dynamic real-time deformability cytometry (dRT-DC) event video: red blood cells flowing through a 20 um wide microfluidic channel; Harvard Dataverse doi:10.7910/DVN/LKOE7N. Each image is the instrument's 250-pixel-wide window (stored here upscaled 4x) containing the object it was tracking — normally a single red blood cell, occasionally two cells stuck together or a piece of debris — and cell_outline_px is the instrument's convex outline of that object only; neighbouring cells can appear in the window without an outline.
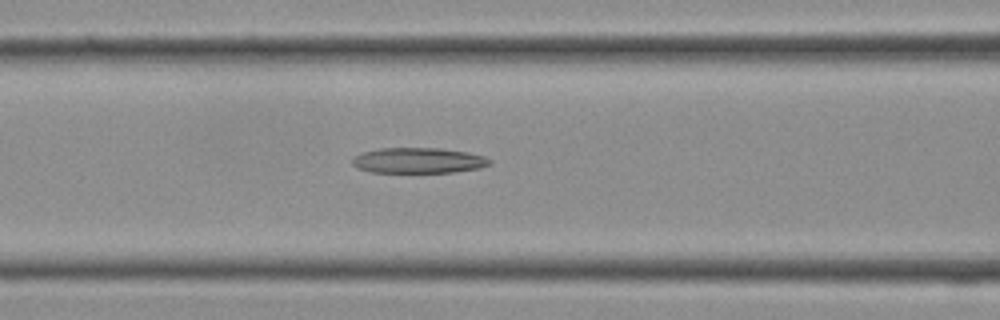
{"species": "Egyptian fruit bat (a non-hibernating species)", "species_latin": "Rousettus aegyptiacus", "temperature_condition": "cold", "stored_images_in_passage": 16, "camera_frame_rate_fps": 3000, "um_per_image_px": 0.085, "frame": {"image": 1, "passage_image": 12, "time_ms": 3.667, "image_size_px": [1000, 320], "cell_outline_px": [[492, 164], [480, 168], [452, 172], [372, 172], [356, 168], [352, 164], [352, 156], [364, 152], [380, 148], [440, 148], [468, 152], [484, 156], [492, 160]], "centroid_in_image_um": [35.57, 13.64], "position_along_channel_um": 131.0, "area_um2": 20.52}}
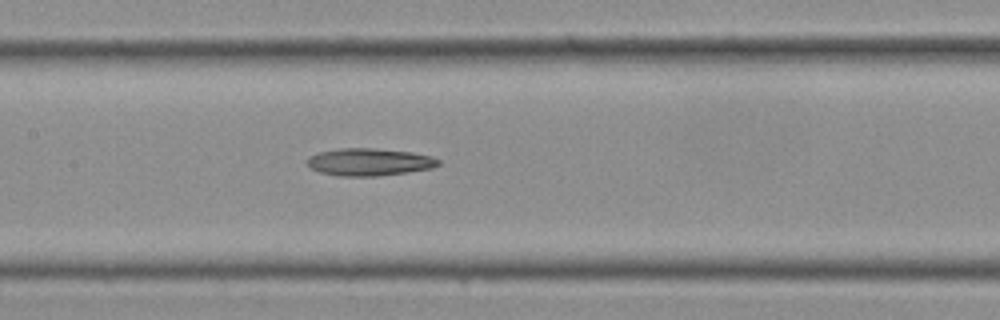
{"frame": {"image": 2, "passage_image": 14, "time_ms": 4.333, "image_size_px": [1000, 320], "cell_outline_px": [[440, 164], [432, 168], [408, 172], [376, 176], [340, 176], [320, 172], [312, 168], [308, 164], [308, 156], [320, 152], [340, 148], [372, 148], [412, 152], [432, 156], [440, 160]], "centroid_in_image_um": [31.42, 13.77], "position_along_channel_um": 176.0, "area_um2": 20.87}}
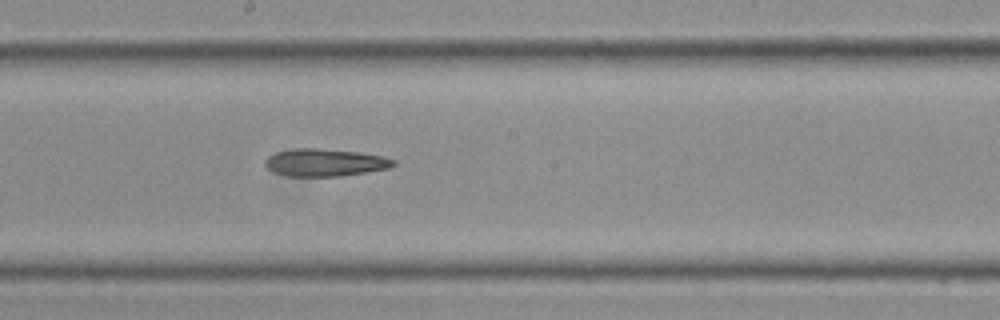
{"frame": {"image": 3, "passage_image": 16, "time_ms": 5.0, "image_size_px": [1000, 320], "cell_outline_px": [[396, 164], [388, 168], [340, 176], [288, 176], [272, 172], [264, 164], [264, 160], [268, 156], [276, 152], [296, 148], [316, 148], [356, 152], [384, 156], [396, 160]], "centroid_in_image_um": [27.59, 13.81], "position_along_channel_um": 220.6, "area_um2": 20.46}}